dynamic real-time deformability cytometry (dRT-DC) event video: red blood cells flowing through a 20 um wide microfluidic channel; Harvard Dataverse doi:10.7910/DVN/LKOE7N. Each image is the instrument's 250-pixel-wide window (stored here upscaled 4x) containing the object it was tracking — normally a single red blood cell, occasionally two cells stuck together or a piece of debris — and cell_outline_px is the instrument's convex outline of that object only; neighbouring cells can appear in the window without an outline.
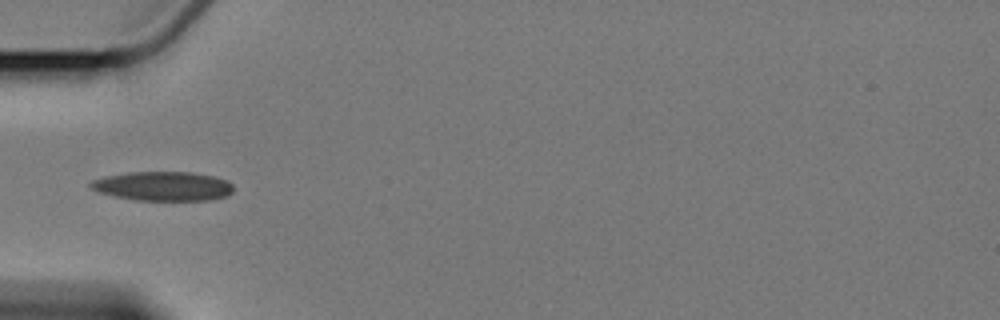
{"species": "Egyptian fruit bat (a non-hibernating species)", "species_latin": "Rousettus aegyptiacus", "temperature_condition": "cold", "stored_images_in_passage": 6, "camera_frame_rate_fps": 3000, "um_per_image_px": 0.085, "animal": {"sex": "female"}, "frame": {"image": 1, "passage_image": 5, "time_ms": 4.667, "image_size_px": [1000, 320], "cell_outline_px": [[232, 192], [228, 196], [212, 200], [136, 200], [116, 196], [100, 192], [92, 188], [88, 184], [92, 180], [104, 176], [128, 172], [192, 172], [212, 176], [228, 180], [232, 184]], "centroid_in_image_um": [13.88, 15.82], "position_along_channel_um": 71.1, "area_um2": 24.33}}
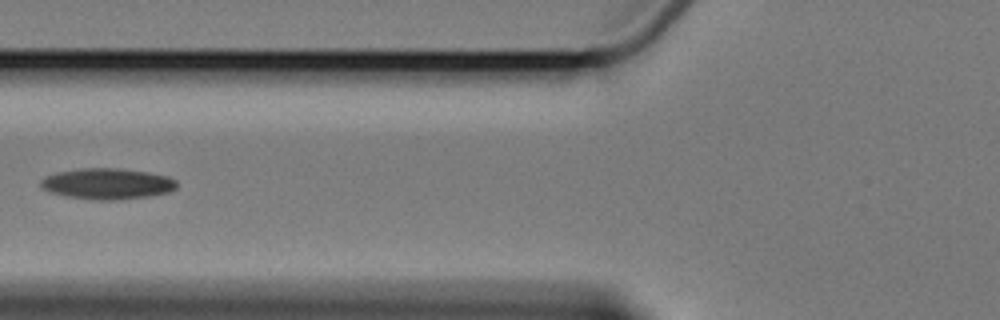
{"frame": {"image": 2, "passage_image": 6, "time_ms": 6.0, "image_size_px": [1000, 320], "cell_outline_px": [[176, 188], [168, 192], [148, 196], [116, 200], [92, 200], [64, 196], [48, 192], [40, 188], [40, 180], [48, 176], [60, 172], [84, 168], [116, 168], [148, 172], [168, 176], [176, 180]], "centroid_in_image_um": [9.1, 15.63], "position_along_channel_um": 116.7, "area_um2": 24.51}}